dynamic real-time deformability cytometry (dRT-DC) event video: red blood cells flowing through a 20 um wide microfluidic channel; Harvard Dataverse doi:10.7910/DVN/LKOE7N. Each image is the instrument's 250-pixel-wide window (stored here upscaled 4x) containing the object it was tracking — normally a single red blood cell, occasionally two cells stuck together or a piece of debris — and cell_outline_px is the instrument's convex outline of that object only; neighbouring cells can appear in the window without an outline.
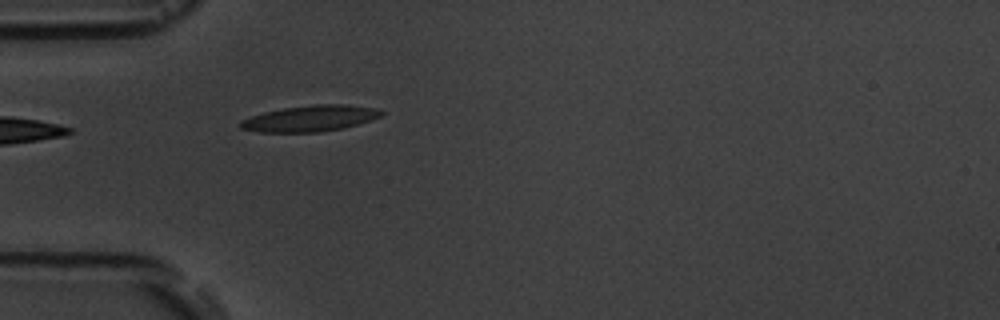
{"species": "common noctule bat (a hibernating species)", "species_latin": "Nyctalus noctula", "temperature_condition": "room temperature", "stored_images_in_passage": 5, "camera_frame_rate_fps": 3000, "um_per_image_px": 0.085, "animal": {"sex": "male", "body_mass_g": 19.5, "forearm_length_mm": 54.6}, "frame": {"image": 1, "passage_image": 5, "time_ms": 4.667, "image_size_px": [1000, 320], "cell_outline_px": [[384, 112], [380, 116], [372, 120], [344, 128], [320, 132], [260, 132], [240, 128], [240, 120], [264, 112], [284, 108], [316, 104], [344, 104], [380, 108]], "centroid_in_image_um": [26.41, 10.06], "position_along_channel_um": 58.6, "area_um2": 21.44}}